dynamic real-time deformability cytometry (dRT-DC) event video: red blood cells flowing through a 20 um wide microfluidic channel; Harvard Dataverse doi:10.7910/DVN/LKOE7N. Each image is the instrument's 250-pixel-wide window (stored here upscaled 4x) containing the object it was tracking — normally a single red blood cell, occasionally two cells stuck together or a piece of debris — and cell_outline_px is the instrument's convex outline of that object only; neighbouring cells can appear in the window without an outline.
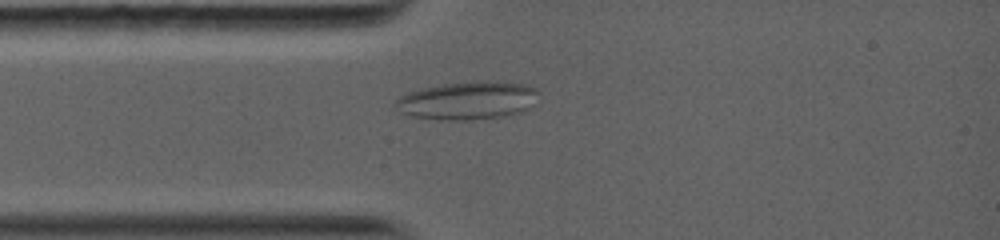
{"species": "common noctule bat (a hibernating species)", "species_latin": "Nyctalus noctula", "temperature_condition": "warm", "stored_images_in_passage": 35, "camera_frame_rate_fps": 5000, "um_per_image_px": 0.085, "animal": {"sex": "female", "body_mass_g": 19.0, "forearm_length_mm": 56.7}, "frame": {"image": 1, "passage_image": 5, "time_ms": 2.6, "image_size_px": [1000, 240], "cell_outline_px": [[536, 92], [528, 108], [512, 116], [468, 120], [440, 120], [408, 116], [392, 108], [392, 104], [400, 96], [408, 92], [420, 88], [444, 84], [476, 80], [524, 84], [536, 88]], "centroid_in_image_um": [39.63, 8.56], "position_along_channel_um": 45.4, "area_um2": 31.96}}
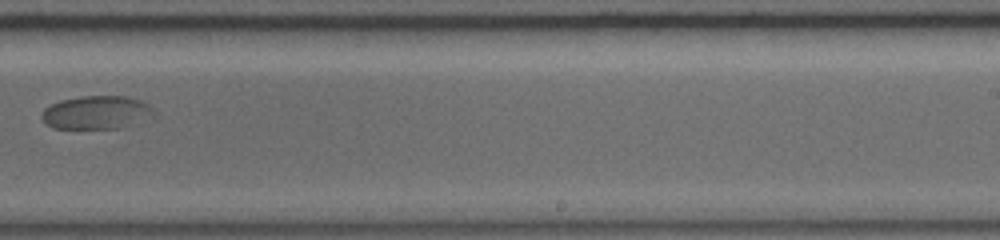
{"frame": {"image": 2, "passage_image": 14, "time_ms": 8.6, "image_size_px": [1000, 240], "cell_outline_px": [[160, 116], [120, 128], [52, 128], [44, 124], [40, 116], [44, 108], [60, 100], [80, 96], [128, 96], [140, 100], [148, 104]], "centroid_in_image_um": [8.24, 9.56], "position_along_channel_um": 280.8, "area_um2": 22.25}}
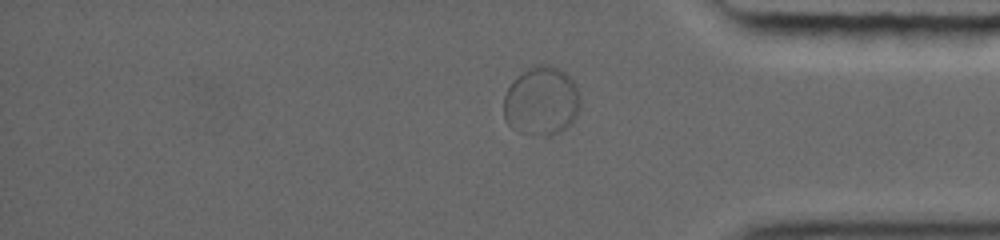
{"frame": {"image": 3, "passage_image": 23, "time_ms": 11.6, "image_size_px": [1000, 240], "cell_outline_px": [[580, 108], [576, 116], [560, 132], [552, 136], [544, 136], [516, 132], [508, 124], [504, 116], [504, 96], [512, 80], [516, 76], [528, 68], [536, 64], [548, 64], [560, 68], [576, 84], [580, 96]], "centroid_in_image_um": [46.01, 8.59], "position_along_channel_um": 389.2, "area_um2": 31.1}}